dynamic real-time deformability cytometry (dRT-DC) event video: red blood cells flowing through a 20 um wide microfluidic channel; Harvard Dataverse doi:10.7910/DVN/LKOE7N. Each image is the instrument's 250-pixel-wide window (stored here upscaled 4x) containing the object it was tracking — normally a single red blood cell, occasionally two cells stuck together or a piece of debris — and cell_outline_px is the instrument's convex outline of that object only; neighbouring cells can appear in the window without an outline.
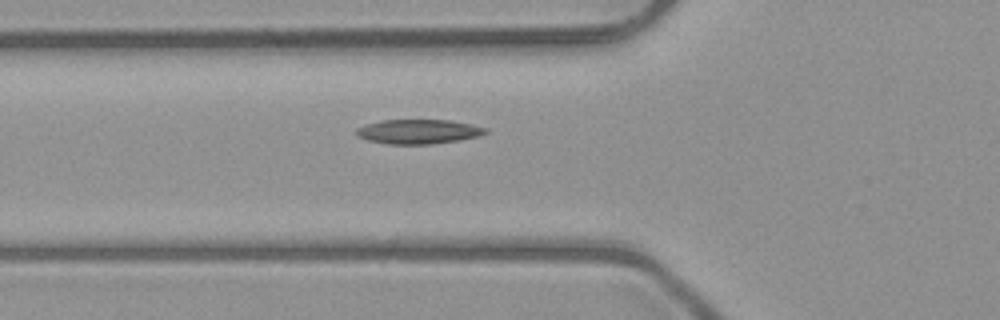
{"species": "common noctule bat (a hibernating species)", "species_latin": "Nyctalus noctula", "temperature_condition": "room temperature", "stored_images_in_passage": 33, "camera_frame_rate_fps": 3000, "um_per_image_px": 0.085, "animal": {"sex": "male", "body_mass_g": 23.1, "forearm_length_mm": 52.7}, "frame": {"image": 1, "passage_image": 5, "time_ms": 1.333, "image_size_px": [1000, 320], "cell_outline_px": [[488, 132], [480, 136], [432, 144], [388, 144], [368, 140], [360, 136], [356, 132], [356, 128], [380, 120], [448, 120], [488, 128]], "centroid_in_image_um": [35.58, 11.18], "position_along_channel_um": 90.2, "area_um2": 18.15}}
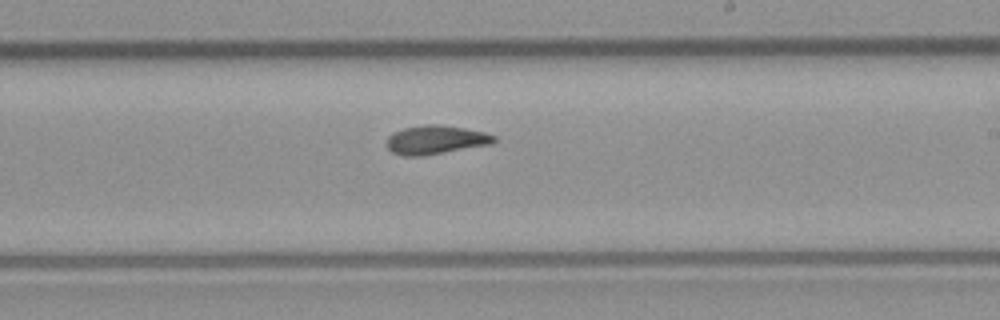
{"frame": {"image": 2, "passage_image": 17, "time_ms": 5.333, "image_size_px": [1000, 320], "cell_outline_px": [[496, 140], [488, 144], [420, 156], [404, 156], [392, 152], [388, 148], [388, 136], [392, 132], [404, 128], [424, 124], [440, 124], [464, 128], [484, 132], [496, 136]], "centroid_in_image_um": [36.99, 11.86], "position_along_channel_um": 252.0, "area_um2": 17.69}}
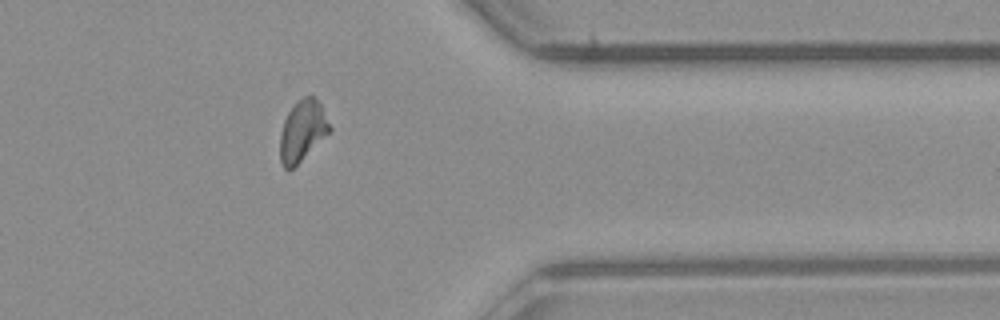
{"frame": {"image": 3, "passage_image": 28, "time_ms": 9.0, "image_size_px": [1000, 320], "cell_outline_px": [[332, 128], [288, 172], [284, 168], [280, 160], [280, 136], [284, 120], [288, 112], [304, 96], [312, 96], [320, 104]], "centroid_in_image_um": [25.68, 11.13], "position_along_channel_um": 385.7, "area_um2": 16.88}, "authors_computed_cell_mechanics": {"area_um2": 17.6868, "velocity_mm_per_s": 4.014, "shape_relaxation_time_tau1_ms": 7.8866, "shape_relaxation_time_tau2_ms": 3.0529, "deformation_change_tau1": 0.1817, "deformation_change_tau2": 0.1016}}